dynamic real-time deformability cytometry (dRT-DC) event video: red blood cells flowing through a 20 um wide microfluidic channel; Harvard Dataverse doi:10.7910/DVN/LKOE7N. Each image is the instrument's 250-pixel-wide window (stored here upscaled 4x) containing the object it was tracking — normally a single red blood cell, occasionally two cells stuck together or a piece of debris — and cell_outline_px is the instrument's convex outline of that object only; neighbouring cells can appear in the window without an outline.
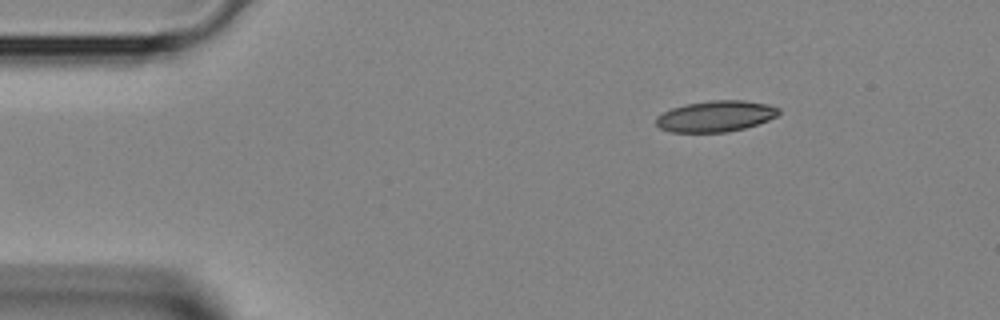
{"species": "Egyptian fruit bat (a non-hibernating species)", "species_latin": "Rousettus aegyptiacus", "temperature_condition": "room temperature", "stored_images_in_passage": 3, "camera_frame_rate_fps": 3000, "um_per_image_px": 0.085, "animal": {"sex": "female"}, "frame": {"image": 1, "passage_image": 1, "time_ms": 0.0, "image_size_px": [1000, 320], "cell_outline_px": [[780, 112], [776, 116], [768, 120], [744, 128], [728, 132], [668, 132], [660, 128], [656, 124], [656, 116], [672, 108], [688, 104], [712, 100], [744, 100], [768, 104], [780, 108]], "centroid_in_image_um": [60.83, 9.88], "position_along_channel_um": 24.2, "area_um2": 22.14}}